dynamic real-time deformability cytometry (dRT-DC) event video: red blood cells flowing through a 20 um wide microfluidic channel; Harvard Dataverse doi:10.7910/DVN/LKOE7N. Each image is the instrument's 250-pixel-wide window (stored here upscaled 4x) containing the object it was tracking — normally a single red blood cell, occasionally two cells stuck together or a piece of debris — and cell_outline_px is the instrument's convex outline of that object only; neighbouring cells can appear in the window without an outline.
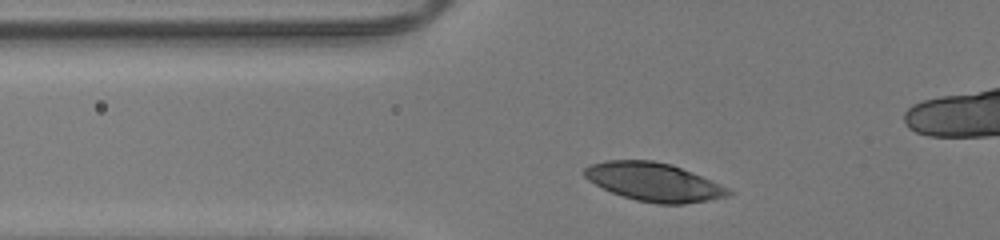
{"species": "human", "species_latin": "Homo sapiens", "temperature_condition": "room temperature", "stored_images_in_passage": 39, "segment_of_instrument_passage": [2, 2], "camera_frame_rate_fps": 3000, "um_per_image_px": 0.085, "donor": {"sex": "male"}, "frame": {"image": 1, "passage_image": 14, "time_ms": 4.333, "image_size_px": [1000, 240], "cell_outline_px": [[736, 192], [728, 196], [708, 200], [684, 204], [656, 204], [636, 200], [612, 192], [588, 180], [584, 176], [584, 168], [592, 164], [604, 160], [652, 160], [672, 164], [692, 172], [720, 184]], "centroid_in_image_um": [55.6, 15.47], "position_along_channel_um": 70.2, "area_um2": 32.14}}
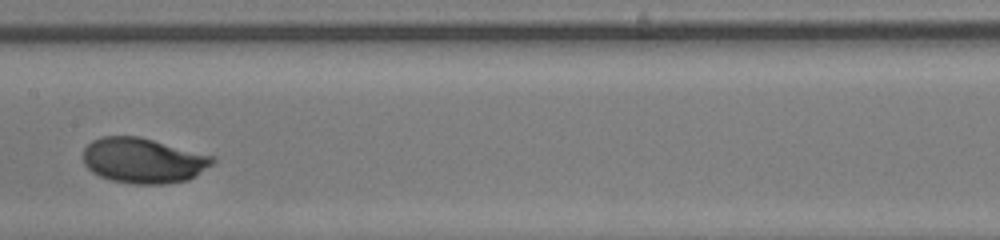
{"frame": {"image": 2, "passage_image": 24, "time_ms": 7.667, "image_size_px": [1000, 240], "cell_outline_px": [[216, 160], [212, 164], [188, 180], [164, 184], [132, 184], [112, 180], [100, 176], [92, 172], [84, 164], [84, 148], [92, 140], [100, 136], [136, 136], [216, 156]], "centroid_in_image_um": [12.17, 13.64], "position_along_channel_um": 195.2, "area_um2": 34.04}}
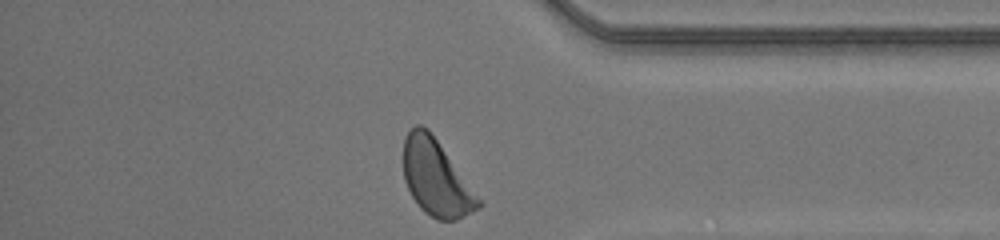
{"frame": {"image": 3, "passage_image": 39, "time_ms": 12.667, "image_size_px": [1000, 240], "cell_outline_px": [[484, 204], [480, 208], [456, 220], [436, 220], [424, 212], [420, 208], [412, 196], [404, 180], [404, 136], [416, 124], [420, 124], [428, 128]], "centroid_in_image_um": [37.06, 15.14], "position_along_channel_um": 398.1, "area_um2": 32.89}}